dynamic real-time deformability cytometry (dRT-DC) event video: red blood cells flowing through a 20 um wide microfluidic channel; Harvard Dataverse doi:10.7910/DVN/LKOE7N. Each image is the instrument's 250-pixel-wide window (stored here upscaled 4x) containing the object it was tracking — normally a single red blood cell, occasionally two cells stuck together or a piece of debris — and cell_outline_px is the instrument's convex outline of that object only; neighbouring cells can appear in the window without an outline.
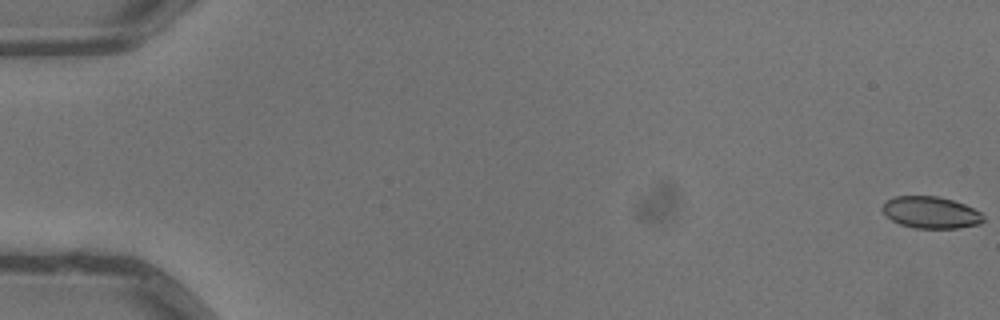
{"species": "common noctule bat (a hibernating species)", "species_latin": "Nyctalus noctula", "temperature_condition": "warm", "stored_images_in_passage": 6, "camera_frame_rate_fps": 3000, "um_per_image_px": 0.085, "animal": {"sex": "male", "body_mass_g": 13.3}, "frame": {"image": 1, "passage_image": 1, "time_ms": 0.0, "image_size_px": [1000, 320], "cell_outline_px": [[984, 220], [980, 224], [956, 228], [912, 228], [900, 224], [892, 220], [880, 208], [888, 200], [896, 196], [936, 196], [952, 200], [964, 204], [980, 212], [984, 216]], "centroid_in_image_um": [79.12, 18.06], "position_along_channel_um": 5.9, "area_um2": 18.55}}